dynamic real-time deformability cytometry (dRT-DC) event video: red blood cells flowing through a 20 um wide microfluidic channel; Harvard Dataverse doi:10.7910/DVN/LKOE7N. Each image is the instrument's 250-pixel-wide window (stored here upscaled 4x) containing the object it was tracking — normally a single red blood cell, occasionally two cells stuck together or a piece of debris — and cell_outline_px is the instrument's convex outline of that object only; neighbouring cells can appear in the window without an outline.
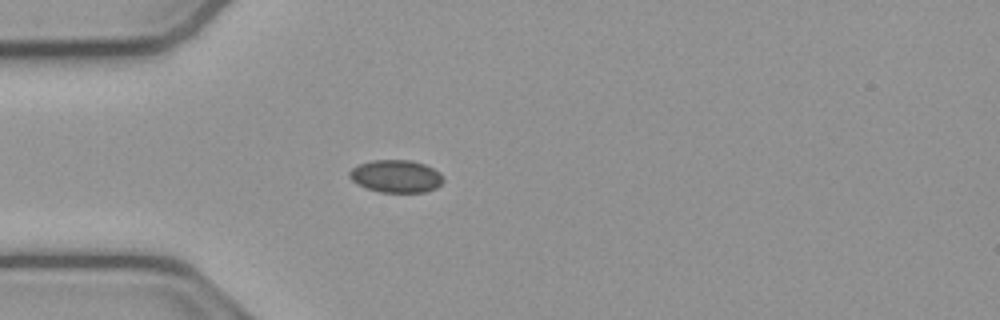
{"species": "common noctule bat (a hibernating species)", "species_latin": "Nyctalus noctula", "temperature_condition": "cold", "stored_images_in_passage": 40, "camera_frame_rate_fps": 3000, "um_per_image_px": 0.085, "animal": {"sex": "male", "body_mass_g": 23.1, "forearm_length_mm": 52.7}, "frame": {"image": 1, "passage_image": 1, "time_ms": 0.0, "image_size_px": [1000, 320], "cell_outline_px": [[444, 180], [436, 188], [424, 192], [380, 192], [356, 184], [348, 176], [348, 172], [352, 168], [360, 164], [372, 160], [412, 160], [424, 164], [440, 172]], "centroid_in_image_um": [33.66, 14.98], "position_along_channel_um": 51.3, "area_um2": 17.8}}
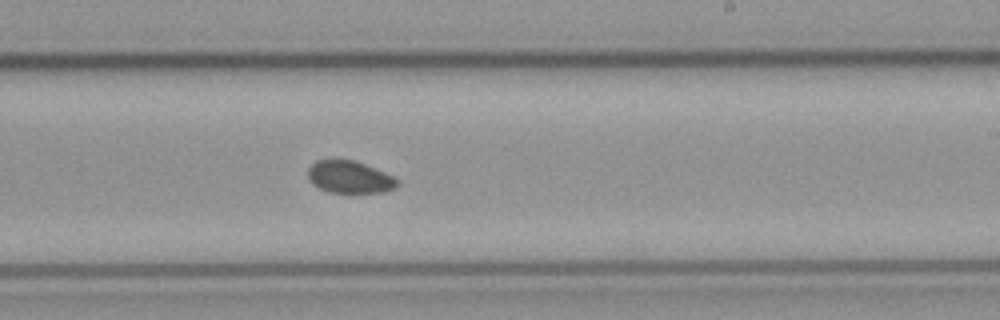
{"frame": {"image": 2, "passage_image": 18, "time_ms": 5.667, "image_size_px": [1000, 320], "cell_outline_px": [[400, 184], [396, 188], [384, 192], [328, 192], [312, 184], [308, 180], [308, 168], [316, 160], [332, 156], [336, 156], [356, 160], [384, 172], [400, 180]], "centroid_in_image_um": [29.69, 14.99], "position_along_channel_um": 259.3, "area_um2": 17.51}}
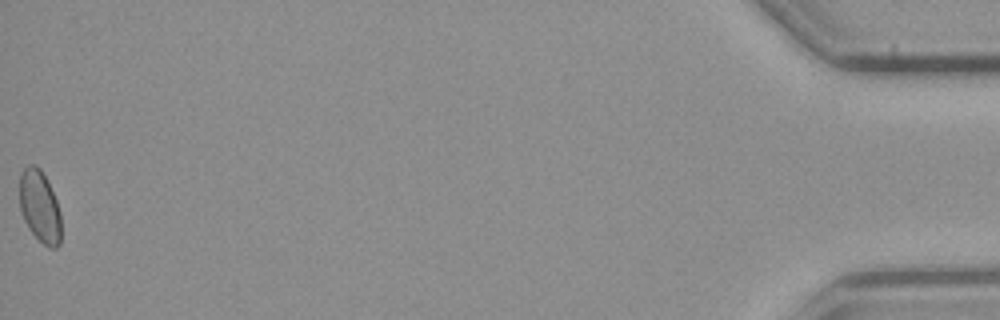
{"frame": {"image": 3, "passage_image": 40, "time_ms": 13.0, "image_size_px": [1000, 320], "cell_outline_px": [[60, 244], [56, 248], [48, 248], [28, 228], [20, 212], [20, 172], [28, 164], [36, 164], [40, 168], [56, 200], [60, 212]], "centroid_in_image_um": [3.36, 17.55], "position_along_channel_um": 431.8, "area_um2": 17.34}}